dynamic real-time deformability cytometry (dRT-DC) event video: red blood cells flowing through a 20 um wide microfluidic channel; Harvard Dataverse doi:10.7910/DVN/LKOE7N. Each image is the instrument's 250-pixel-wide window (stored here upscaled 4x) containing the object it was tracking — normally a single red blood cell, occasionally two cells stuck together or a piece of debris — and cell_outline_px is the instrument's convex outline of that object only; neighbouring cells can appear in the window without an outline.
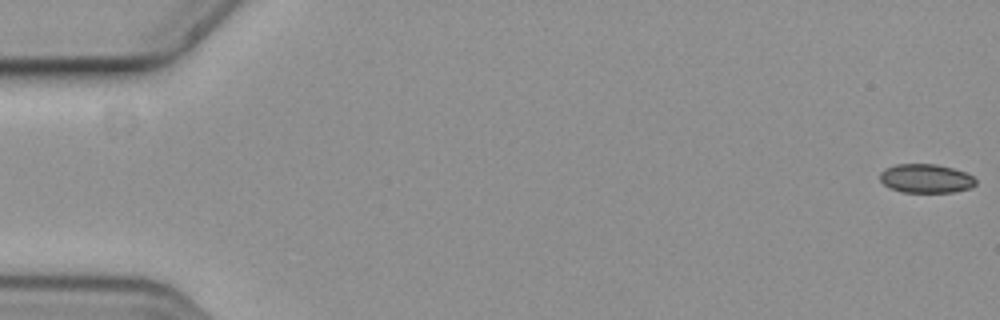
{"species": "common noctule bat (a hibernating species)", "species_latin": "Nyctalus noctula", "temperature_condition": "cold", "stored_images_in_passage": 15, "camera_frame_rate_fps": 3000, "um_per_image_px": 0.085, "animal": {"sex": "female", "body_mass_g": 19.3, "forearm_length_mm": 54.1}, "frame": {"image": 1, "passage_image": 1, "time_ms": 0.0, "image_size_px": [1000, 320], "cell_outline_px": [[976, 184], [968, 188], [952, 192], [900, 192], [888, 188], [880, 180], [880, 172], [884, 168], [896, 164], [936, 164], [952, 168], [964, 172], [972, 176], [976, 180]], "centroid_in_image_um": [78.65, 15.17], "position_along_channel_um": 6.4, "area_um2": 16.13}}
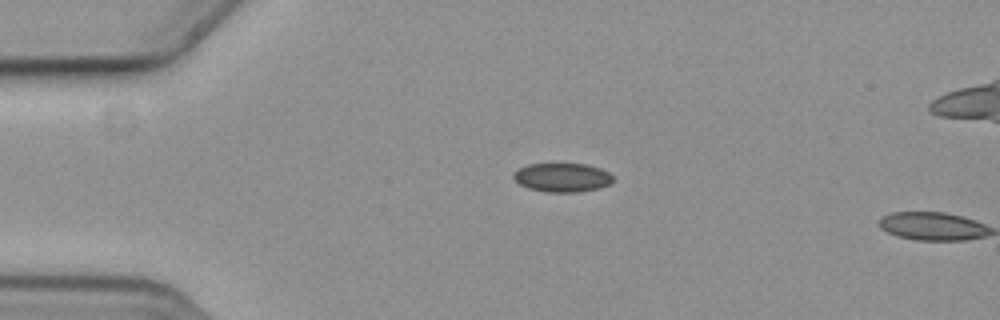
{"frame": {"image": 2, "passage_image": 14, "time_ms": 4.333, "image_size_px": [1000, 320], "cell_outline_px": [[612, 184], [600, 188], [576, 192], [544, 192], [528, 188], [520, 184], [512, 176], [520, 168], [528, 164], [584, 164], [600, 168], [608, 172], [612, 176]], "centroid_in_image_um": [47.81, 15.09], "position_along_channel_um": 37.2, "area_um2": 16.65}}